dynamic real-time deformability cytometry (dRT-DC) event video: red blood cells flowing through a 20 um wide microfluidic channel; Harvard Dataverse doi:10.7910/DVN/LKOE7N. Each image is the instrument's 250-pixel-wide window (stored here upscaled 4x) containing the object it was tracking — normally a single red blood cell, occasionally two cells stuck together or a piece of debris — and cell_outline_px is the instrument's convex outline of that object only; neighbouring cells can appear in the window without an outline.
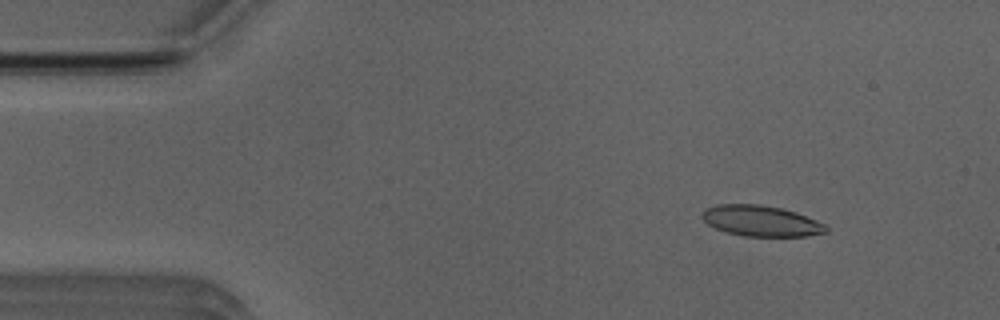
{"species": "Egyptian fruit bat (a non-hibernating species)", "species_latin": "Rousettus aegyptiacus", "temperature_condition": "room temperature", "stored_images_in_passage": 19, "camera_frame_rate_fps": 3000, "um_per_image_px": 0.085, "animal": {"sex": "male"}, "frame": {"image": 1, "passage_image": 6, "time_ms": 1.667, "image_size_px": [1000, 320], "cell_outline_px": [[828, 232], [808, 236], [744, 236], [728, 232], [716, 228], [708, 224], [700, 216], [708, 208], [716, 204], [760, 204], [780, 208], [796, 212], [828, 224]], "centroid_in_image_um": [64.75, 18.78], "position_along_channel_um": 20.3, "area_um2": 22.25}}